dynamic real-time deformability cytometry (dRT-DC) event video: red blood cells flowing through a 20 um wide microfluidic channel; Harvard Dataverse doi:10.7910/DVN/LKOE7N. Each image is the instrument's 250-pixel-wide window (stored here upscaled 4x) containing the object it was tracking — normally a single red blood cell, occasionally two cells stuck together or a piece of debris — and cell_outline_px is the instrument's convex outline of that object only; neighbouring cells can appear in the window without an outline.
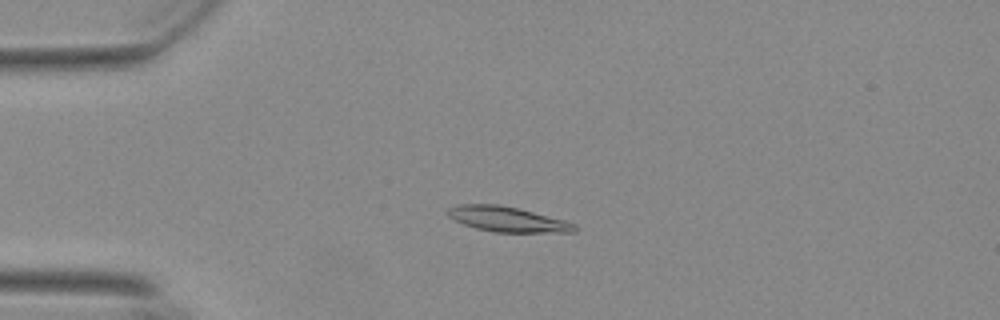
{"species": "Egyptian fruit bat (a non-hibernating species)", "species_latin": "Rousettus aegyptiacus", "temperature_condition": "warm", "stored_images_in_passage": 56, "camera_frame_rate_fps": 3000, "um_per_image_px": 0.085, "animal": {"sex": "female"}, "frame": {"image": 1, "passage_image": 14, "time_ms": 4.333, "image_size_px": [1000, 320], "cell_outline_px": [[580, 228], [576, 232], [496, 232], [476, 228], [464, 224], [448, 216], [448, 208], [460, 204], [496, 204], [520, 208], [564, 220], [576, 224]], "centroid_in_image_um": [43.19, 18.63], "position_along_channel_um": 41.8, "area_um2": 18.55}}
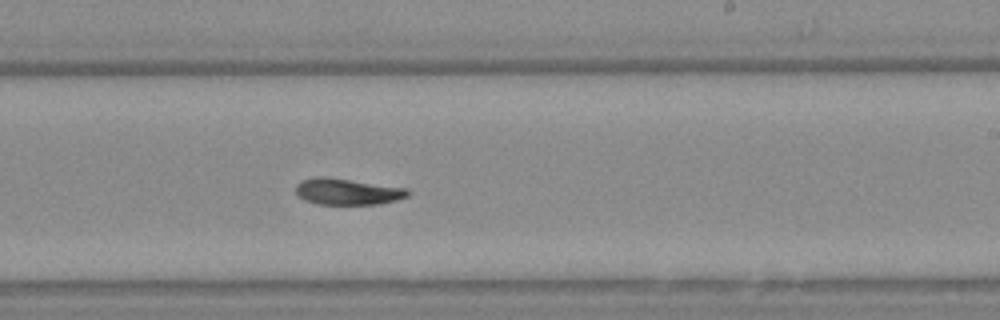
{"frame": {"image": 2, "passage_image": 34, "time_ms": 11.0, "image_size_px": [1000, 320], "cell_outline_px": [[412, 192], [408, 196], [396, 200], [380, 204], [320, 204], [304, 200], [296, 192], [296, 184], [304, 180], [320, 176], [324, 176], [408, 188]], "centroid_in_image_um": [29.58, 16.29], "position_along_channel_um": 259.4, "area_um2": 17.11}}
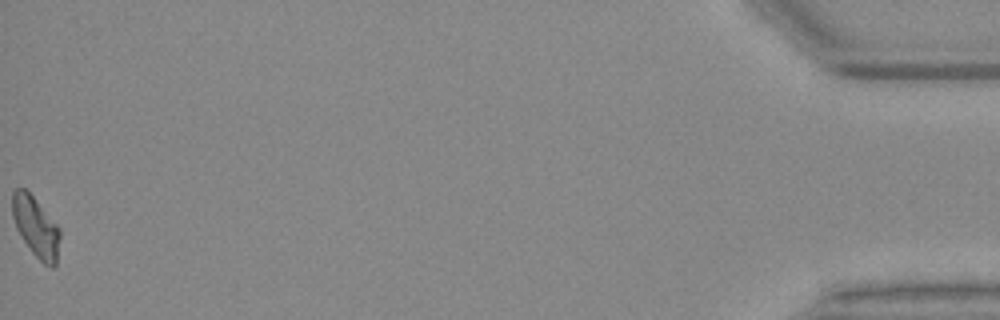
{"frame": {"image": 3, "passage_image": 56, "time_ms": 18.333, "image_size_px": [1000, 320], "cell_outline_px": [[60, 236], [56, 264], [52, 268], [44, 264], [32, 252], [16, 228], [12, 216], [12, 192], [16, 188], [24, 188], [36, 200], [60, 228]], "centroid_in_image_um": [3.04, 19.28], "position_along_channel_um": 432.2, "area_um2": 16.53}, "authors_computed_cell_mechanics": {"area_um2": 17.3978, "velocity_mm_per_s": 3.705, "shape_relaxation_time_tau1_ms": 5.0777, "shape_relaxation_time_tau2_ms": 9.6741, "deformation_change_tau1": 0.1939, "deformation_change_tau2": 0.1739}}